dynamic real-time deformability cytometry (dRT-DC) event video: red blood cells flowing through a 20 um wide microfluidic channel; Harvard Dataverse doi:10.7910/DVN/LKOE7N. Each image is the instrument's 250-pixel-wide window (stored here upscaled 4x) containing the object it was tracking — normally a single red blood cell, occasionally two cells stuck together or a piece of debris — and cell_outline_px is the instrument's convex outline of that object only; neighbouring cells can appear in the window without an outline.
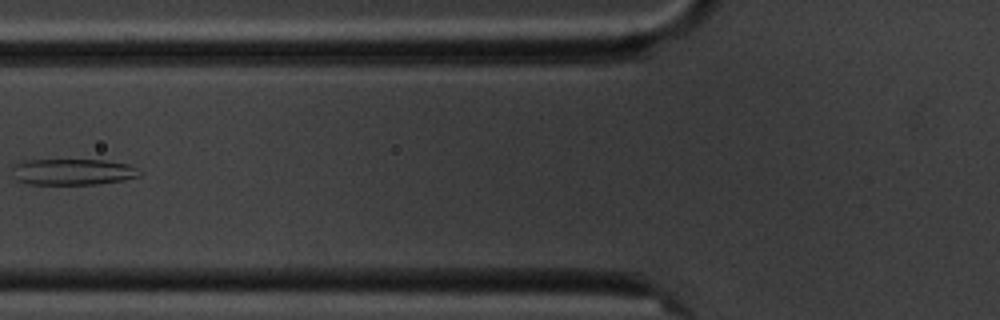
{"species": "common noctule bat (a hibernating species)", "species_latin": "Nyctalus noctula", "temperature_condition": "cold", "stored_images_in_passage": 13, "camera_frame_rate_fps": 3000, "um_per_image_px": 0.085, "animal": {"sex": "male", "body_mass_g": 20.1, "forearm_length_mm": 53.5}, "frame": {"image": 1, "passage_image": 6, "time_ms": 6.667, "image_size_px": [1000, 320], "cell_outline_px": [[144, 172], [140, 176], [124, 180], [96, 184], [28, 184], [16, 180], [12, 176], [16, 164], [28, 160], [104, 160], [128, 164]], "centroid_in_image_um": [6.23, 14.61], "position_along_channel_um": 119.6, "area_um2": 19.42}}
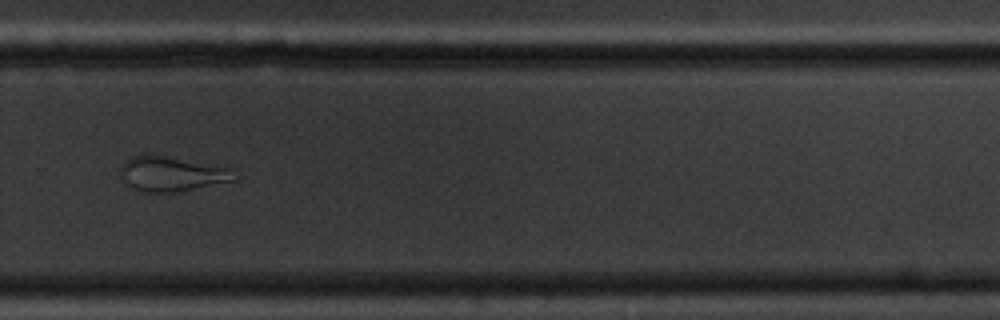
{"frame": {"image": 2, "passage_image": 11, "time_ms": 12.333, "image_size_px": [1000, 320], "cell_outline_px": [[240, 180], [176, 192], [144, 192], [132, 188], [120, 176], [120, 168], [132, 156], [148, 152], [228, 168], [240, 176]], "centroid_in_image_um": [14.62, 14.77], "position_along_channel_um": 315.2, "area_um2": 23.41}}
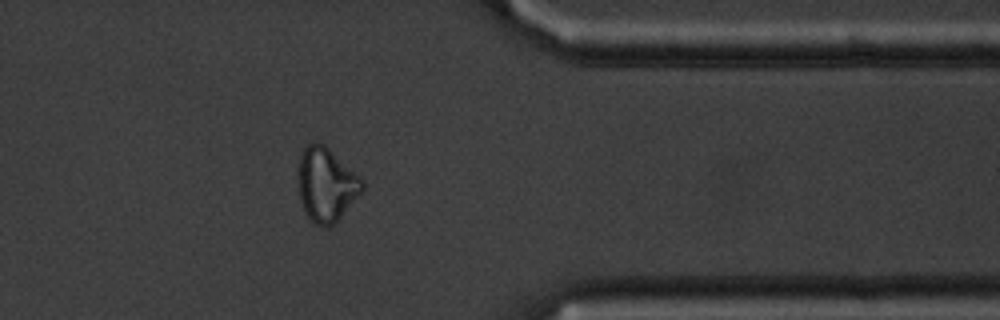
{"frame": {"image": 3, "passage_image": 13, "time_ms": 14.667, "image_size_px": [1000, 320], "cell_outline_px": [[364, 188], [340, 216], [328, 228], [324, 228], [316, 224], [304, 212], [300, 200], [296, 180], [296, 172], [300, 152], [308, 144], [324, 144], [360, 176], [364, 180]], "centroid_in_image_um": [27.67, 15.67], "position_along_channel_um": 383.7, "area_um2": 27.63}, "authors_computed_cell_mechanics": {"area_um2": 23.8714, "velocity_mm_per_s": 3.4487, "shape_relaxation_time_tau1_ms": null, "shape_relaxation_time_tau2_ms": 4.1516, "deformation_change_tau1": null, "deformation_change_tau2": 0.1132}}